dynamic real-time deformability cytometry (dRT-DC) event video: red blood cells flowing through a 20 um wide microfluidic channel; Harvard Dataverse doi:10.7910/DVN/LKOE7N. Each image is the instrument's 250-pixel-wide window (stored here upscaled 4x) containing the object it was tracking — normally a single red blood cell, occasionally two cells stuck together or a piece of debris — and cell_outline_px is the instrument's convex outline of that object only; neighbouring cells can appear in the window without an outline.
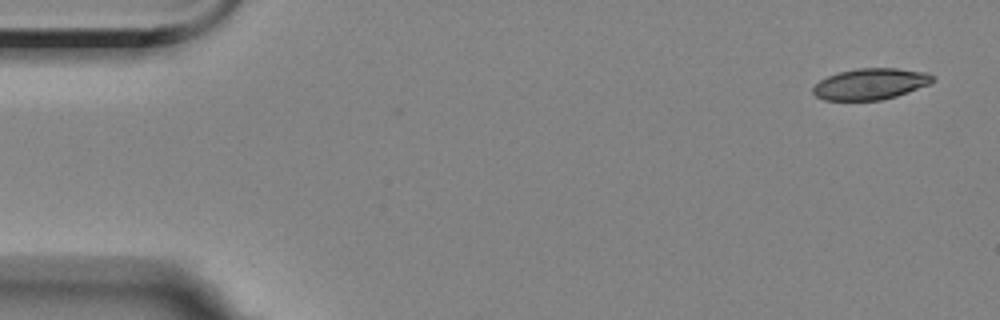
{"species": "Egyptian fruit bat (a non-hibernating species)", "species_latin": "Rousettus aegyptiacus", "temperature_condition": "room temperature", "stored_images_in_passage": 5, "segment_of_instrument_passage": [2, 2], "camera_frame_rate_fps": 3000, "um_per_image_px": 0.085, "animal": {"sex": "female"}, "frame": {"image": 1, "passage_image": 5, "time_ms": 5.333, "image_size_px": [1000, 320], "cell_outline_px": [[936, 80], [928, 84], [908, 92], [896, 96], [880, 100], [824, 100], [816, 96], [812, 92], [812, 88], [820, 80], [828, 76], [840, 72], [856, 68], [896, 68], [928, 72], [936, 76]], "centroid_in_image_um": [74.02, 7.13], "position_along_channel_um": 11.0, "area_um2": 21.79}}